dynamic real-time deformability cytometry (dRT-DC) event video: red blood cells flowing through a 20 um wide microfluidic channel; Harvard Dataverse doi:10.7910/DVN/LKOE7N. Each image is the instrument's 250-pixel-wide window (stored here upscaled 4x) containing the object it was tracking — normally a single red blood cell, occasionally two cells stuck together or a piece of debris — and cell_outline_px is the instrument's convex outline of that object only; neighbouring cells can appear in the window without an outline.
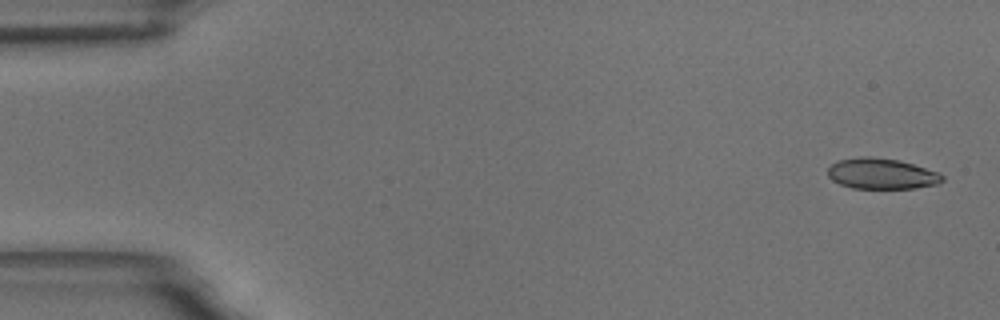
{"species": "common noctule bat (a hibernating species)", "species_latin": "Nyctalus noctula", "temperature_condition": "room temperature", "stored_images_in_passage": 5, "camera_frame_rate_fps": 3000, "um_per_image_px": 0.085, "animal": {"sex": "male", "body_mass_g": 18.8}, "frame": {"image": 1, "passage_image": 1, "time_ms": 0.0, "image_size_px": [1000, 320], "cell_outline_px": [[944, 180], [936, 184], [916, 188], [852, 188], [840, 184], [832, 180], [828, 176], [828, 168], [836, 160], [860, 156], [868, 156], [896, 160], [912, 164], [940, 172], [944, 176]], "centroid_in_image_um": [74.92, 14.76], "position_along_channel_um": 10.1, "area_um2": 20.52}}
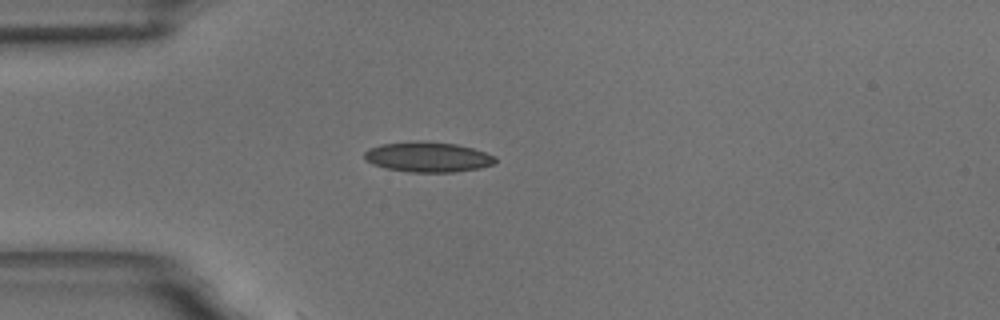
{"frame": {"image": 2, "passage_image": 4, "time_ms": 4.333, "image_size_px": [1000, 320], "cell_outline_px": [[496, 160], [492, 164], [480, 168], [456, 172], [408, 172], [384, 168], [372, 164], [364, 156], [364, 152], [380, 144], [420, 140], [424, 140], [456, 144], [472, 148], [496, 156]], "centroid_in_image_um": [36.37, 13.34], "position_along_channel_um": 48.6, "area_um2": 23.06}}